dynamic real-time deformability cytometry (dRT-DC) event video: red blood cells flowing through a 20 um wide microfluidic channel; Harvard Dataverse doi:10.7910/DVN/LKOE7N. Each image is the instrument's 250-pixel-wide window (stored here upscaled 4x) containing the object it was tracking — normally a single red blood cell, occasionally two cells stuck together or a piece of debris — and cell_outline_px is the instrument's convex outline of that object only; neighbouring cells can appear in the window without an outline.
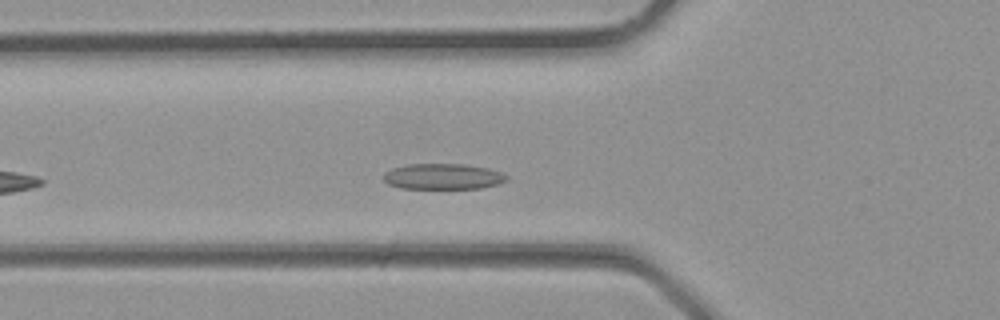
{"species": "common noctule bat (a hibernating species)", "species_latin": "Nyctalus noctula", "temperature_condition": "room temperature", "stored_images_in_passage": 19, "camera_frame_rate_fps": 3000, "um_per_image_px": 0.085, "animal": {"sex": "male", "body_mass_g": 23.1, "forearm_length_mm": 52.7}, "frame": {"image": 1, "passage_image": 5, "time_ms": 1.333, "image_size_px": [1000, 320], "cell_outline_px": [[508, 180], [500, 184], [480, 188], [400, 188], [388, 184], [384, 180], [384, 172], [392, 168], [408, 164], [464, 164], [488, 168], [500, 172], [508, 176]], "centroid_in_image_um": [37.66, 15.0], "position_along_channel_um": 88.1, "area_um2": 18.5}}
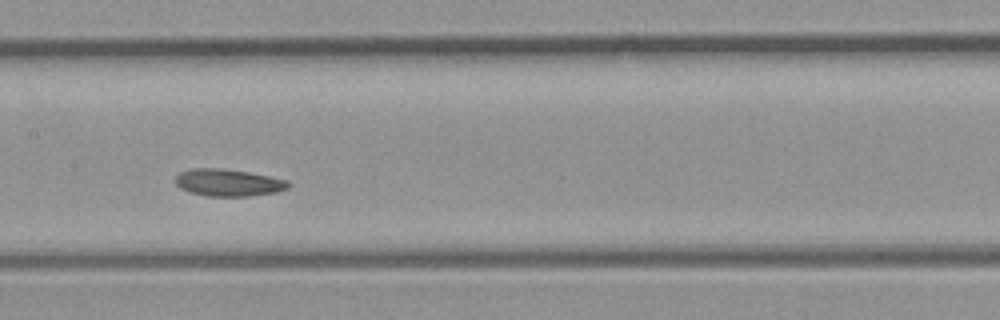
{"frame": {"image": 2, "passage_image": 10, "time_ms": 3.0, "image_size_px": [1000, 320], "cell_outline_px": [[288, 188], [276, 192], [248, 196], [208, 196], [192, 192], [180, 188], [176, 184], [176, 176], [180, 172], [192, 168], [220, 168], [248, 172], [288, 180]], "centroid_in_image_um": [19.39, 15.52], "position_along_channel_um": 188.0, "area_um2": 17.63}}
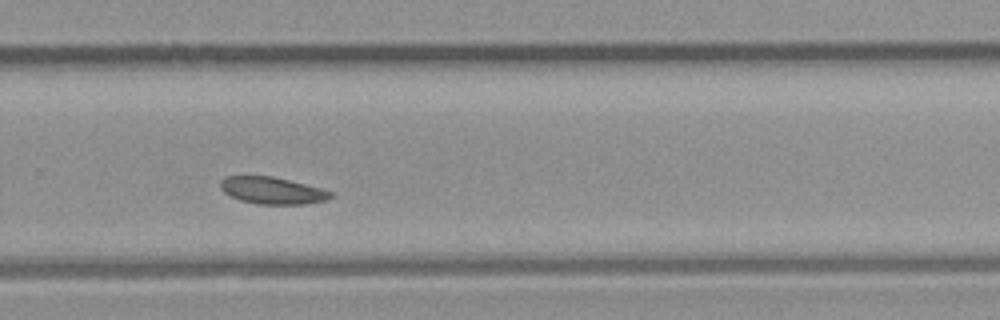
{"frame": {"image": 3, "passage_image": 16, "time_ms": 5.0, "image_size_px": [1000, 320], "cell_outline_px": [[332, 196], [328, 200], [304, 204], [256, 204], [240, 200], [224, 192], [220, 188], [220, 180], [224, 176], [272, 176], [320, 188], [332, 192]], "centroid_in_image_um": [23.12, 16.19], "position_along_channel_um": 306.7, "area_um2": 17.22}}